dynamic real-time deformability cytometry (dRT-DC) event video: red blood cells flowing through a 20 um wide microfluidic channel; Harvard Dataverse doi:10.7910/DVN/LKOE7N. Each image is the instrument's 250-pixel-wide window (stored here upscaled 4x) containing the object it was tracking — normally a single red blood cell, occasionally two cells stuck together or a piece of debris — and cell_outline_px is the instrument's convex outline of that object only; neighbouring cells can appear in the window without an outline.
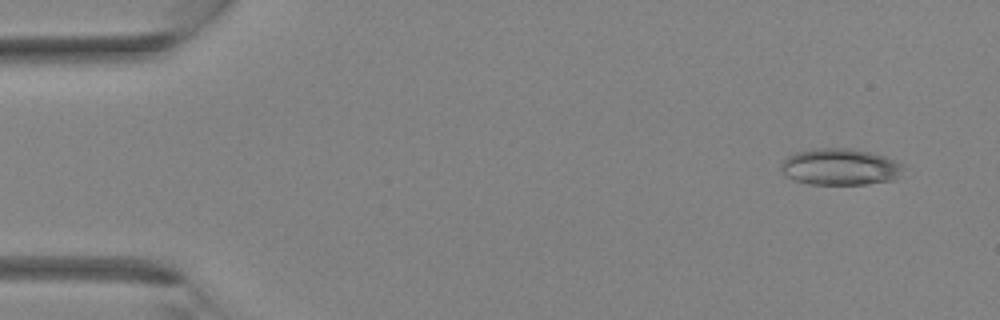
{"species": "Egyptian fruit bat (a non-hibernating species)", "species_latin": "Rousettus aegyptiacus", "temperature_condition": "room temperature", "stored_images_in_passage": 36, "camera_frame_rate_fps": 3000, "um_per_image_px": 0.085, "animal": {"sex": "female"}, "frame": {"image": 1, "passage_image": 3, "time_ms": 0.667, "image_size_px": [1000, 320], "cell_outline_px": [[904, 168], [892, 180], [864, 184], [808, 184], [784, 176], [780, 168], [780, 164], [788, 156], [796, 152], [812, 148], [852, 148], [872, 152], [896, 160], [904, 164]], "centroid_in_image_um": [71.38, 14.17], "position_along_channel_um": 13.6, "area_um2": 26.18}}
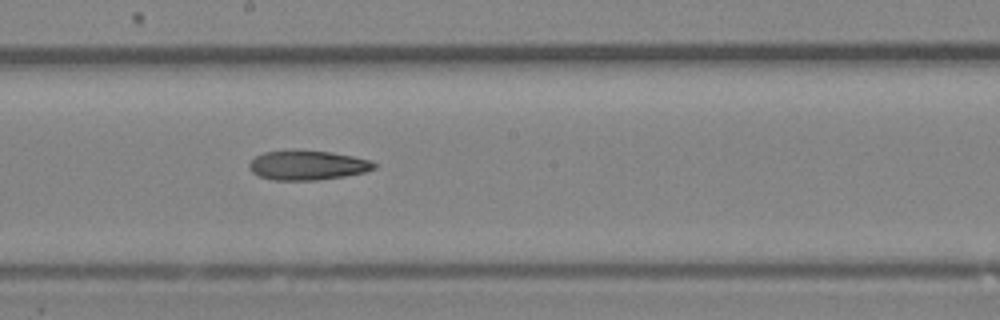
{"frame": {"image": 2, "passage_image": 20, "time_ms": 6.333, "image_size_px": [1000, 320], "cell_outline_px": [[376, 168], [364, 172], [344, 176], [320, 180], [272, 180], [260, 176], [252, 172], [248, 168], [248, 164], [256, 156], [264, 152], [292, 148], [296, 148], [332, 152], [372, 160], [376, 164]], "centroid_in_image_um": [26.12, 14.02], "position_along_channel_um": 222.1, "area_um2": 22.02}}
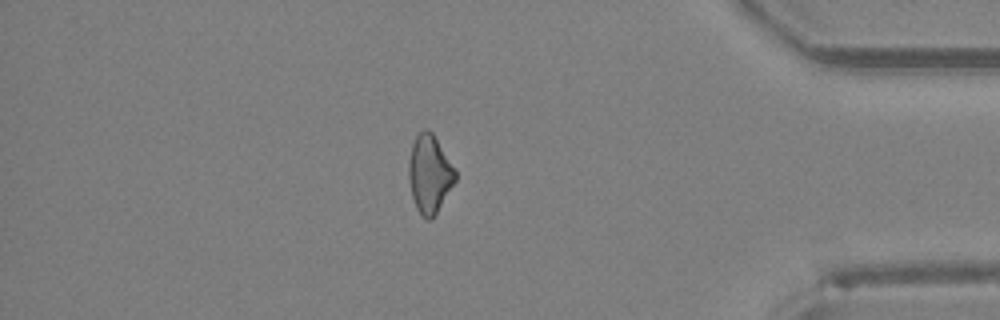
{"frame": {"image": 3, "passage_image": 31, "time_ms": 10.0, "image_size_px": [1000, 320], "cell_outline_px": [[456, 180], [432, 220], [428, 220], [416, 208], [412, 196], [408, 176], [408, 164], [412, 144], [416, 136], [424, 128], [428, 128], [432, 132], [456, 172]], "centroid_in_image_um": [36.49, 14.78], "position_along_channel_um": 398.7, "area_um2": 20.87}}